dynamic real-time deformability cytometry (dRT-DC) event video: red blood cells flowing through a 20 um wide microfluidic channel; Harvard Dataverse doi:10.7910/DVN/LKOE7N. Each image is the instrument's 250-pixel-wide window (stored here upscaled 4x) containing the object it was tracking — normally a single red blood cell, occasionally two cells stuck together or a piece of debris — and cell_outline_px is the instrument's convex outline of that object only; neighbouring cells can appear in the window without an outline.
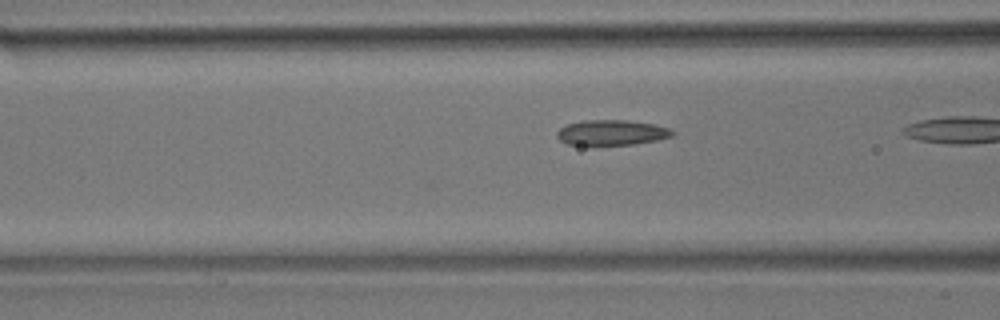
{"species": "common noctule bat (a hibernating species)", "species_latin": "Nyctalus noctula", "temperature_condition": "room temperature", "stored_images_in_passage": 6, "camera_frame_rate_fps": 3000, "um_per_image_px": 0.085, "animal": {"sex": "male", "body_mass_g": 17.9}, "frame": {"image": 1, "passage_image": 5, "time_ms": 1.333, "image_size_px": [1000, 320], "cell_outline_px": [[676, 132], [672, 136], [656, 140], [632, 144], [592, 148], [568, 144], [560, 140], [556, 136], [556, 132], [560, 128], [568, 124], [584, 120], [624, 120], [656, 124], [668, 128]], "centroid_in_image_um": [51.94, 11.31], "position_along_channel_um": 114.7, "area_um2": 17.69}}